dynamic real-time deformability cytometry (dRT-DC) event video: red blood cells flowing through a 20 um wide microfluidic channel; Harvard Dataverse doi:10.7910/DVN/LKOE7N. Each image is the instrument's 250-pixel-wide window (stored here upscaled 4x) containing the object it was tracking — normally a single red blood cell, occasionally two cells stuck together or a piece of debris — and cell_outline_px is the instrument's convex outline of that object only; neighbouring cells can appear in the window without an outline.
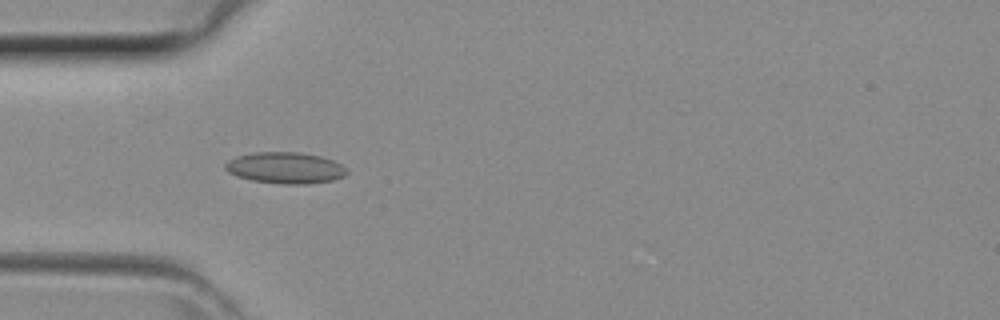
{"species": "common noctule bat (a hibernating species)", "species_latin": "Nyctalus noctula", "temperature_condition": "room temperature", "stored_images_in_passage": 30, "camera_frame_rate_fps": 3000, "um_per_image_px": 0.085, "animal": {"sex": "female", "body_mass_g": 29.2, "forearm_length_mm": 56.3}, "frame": {"image": 1, "passage_image": 4, "time_ms": 1.0, "image_size_px": [1000, 320], "cell_outline_px": [[348, 172], [344, 176], [332, 180], [308, 184], [280, 184], [252, 180], [236, 176], [228, 172], [224, 168], [224, 164], [228, 160], [236, 156], [252, 152], [300, 152], [320, 156], [332, 160], [340, 164]], "centroid_in_image_um": [24.2, 14.26], "position_along_channel_um": 60.8, "area_um2": 22.25}}
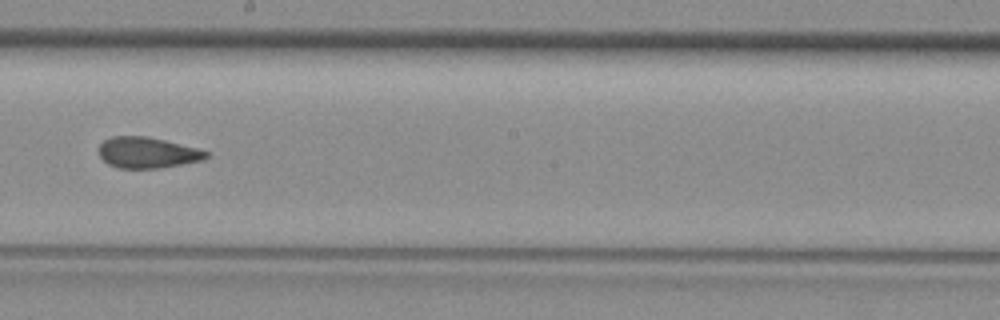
{"frame": {"image": 2, "passage_image": 15, "time_ms": 4.667, "image_size_px": [1000, 320], "cell_outline_px": [[208, 156], [204, 160], [156, 168], [116, 168], [108, 164], [100, 156], [100, 144], [104, 140], [112, 136], [148, 136], [200, 148], [208, 152]], "centroid_in_image_um": [12.54, 12.96], "position_along_channel_um": 235.7, "area_um2": 19.36}}
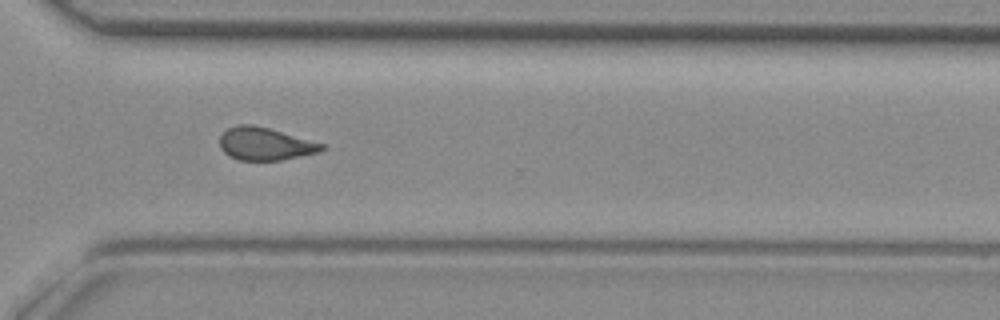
{"frame": {"image": 3, "passage_image": 22, "time_ms": 7.0, "image_size_px": [1000, 320], "cell_outline_px": [[324, 148], [320, 152], [280, 160], [240, 160], [228, 156], [220, 148], [220, 136], [228, 128], [236, 124], [252, 124], [268, 128], [324, 144]], "centroid_in_image_um": [22.49, 12.23], "position_along_channel_um": 348.1, "area_um2": 19.31}}